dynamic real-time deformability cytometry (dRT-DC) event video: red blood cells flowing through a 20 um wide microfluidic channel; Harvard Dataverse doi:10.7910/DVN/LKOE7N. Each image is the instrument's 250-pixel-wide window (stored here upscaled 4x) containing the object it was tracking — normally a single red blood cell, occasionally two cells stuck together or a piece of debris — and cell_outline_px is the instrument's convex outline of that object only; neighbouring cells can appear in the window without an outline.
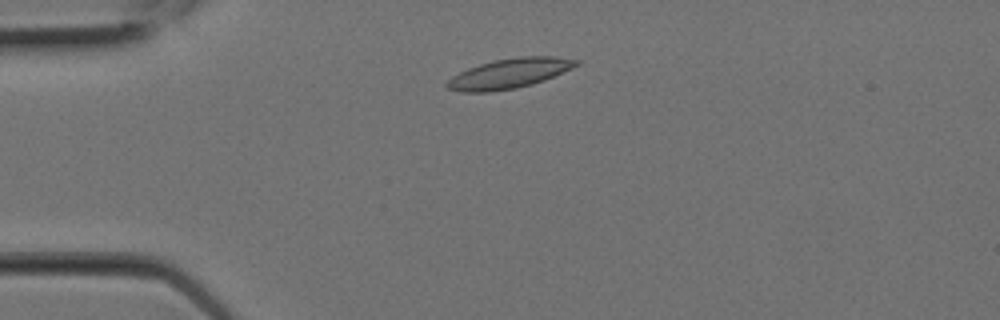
{"species": "Egyptian fruit bat (a non-hibernating species)", "species_latin": "Rousettus aegyptiacus", "temperature_condition": "room temperature", "stored_images_in_passage": 6, "camera_frame_rate_fps": 3000, "um_per_image_px": 0.085, "animal": {"sex": "female"}, "frame": {"image": 1, "passage_image": 2, "time_ms": 0.333, "image_size_px": [1000, 320], "cell_outline_px": [[580, 64], [572, 68], [544, 80], [532, 84], [516, 88], [492, 92], [460, 92], [444, 88], [444, 84], [452, 76], [468, 68], [480, 64], [496, 60], [520, 56], [556, 56], [580, 60]], "centroid_in_image_um": [43.27, 6.25], "position_along_channel_um": 41.7, "area_um2": 22.6}}
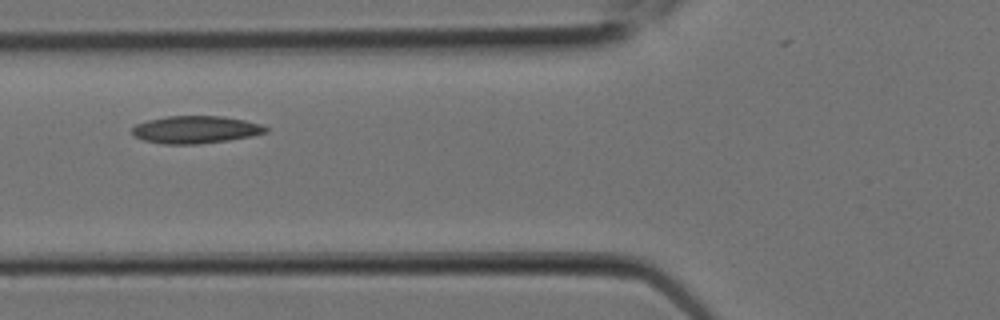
{"frame": {"image": 2, "passage_image": 5, "time_ms": 1.333, "image_size_px": [1000, 320], "cell_outline_px": [[268, 132], [252, 136], [228, 140], [200, 144], [164, 144], [144, 140], [136, 136], [132, 132], [132, 128], [136, 124], [148, 120], [168, 116], [224, 116], [244, 120], [260, 124], [268, 128]], "centroid_in_image_um": [16.65, 11.02], "position_along_channel_um": 109.2, "area_um2": 21.33}}
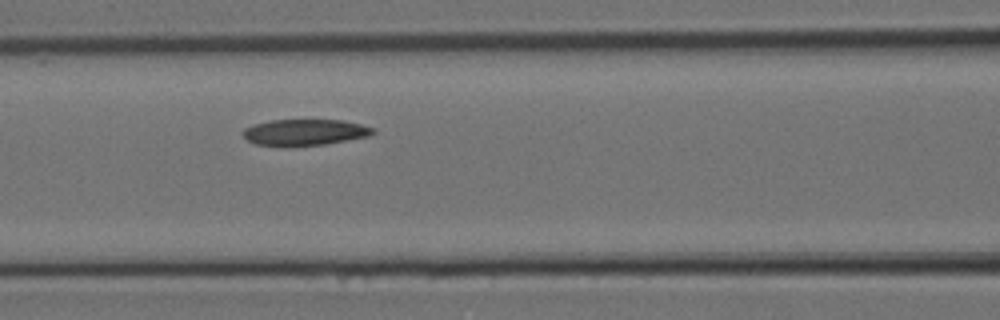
{"frame": {"image": 3, "passage_image": 6, "time_ms": 1.667, "image_size_px": [1000, 320], "cell_outline_px": [[376, 132], [368, 136], [324, 144], [280, 148], [256, 144], [248, 140], [244, 136], [244, 128], [252, 124], [272, 120], [344, 120], [360, 124], [372, 128]], "centroid_in_image_um": [25.85, 11.26], "position_along_channel_um": 140.7, "area_um2": 20.06}}